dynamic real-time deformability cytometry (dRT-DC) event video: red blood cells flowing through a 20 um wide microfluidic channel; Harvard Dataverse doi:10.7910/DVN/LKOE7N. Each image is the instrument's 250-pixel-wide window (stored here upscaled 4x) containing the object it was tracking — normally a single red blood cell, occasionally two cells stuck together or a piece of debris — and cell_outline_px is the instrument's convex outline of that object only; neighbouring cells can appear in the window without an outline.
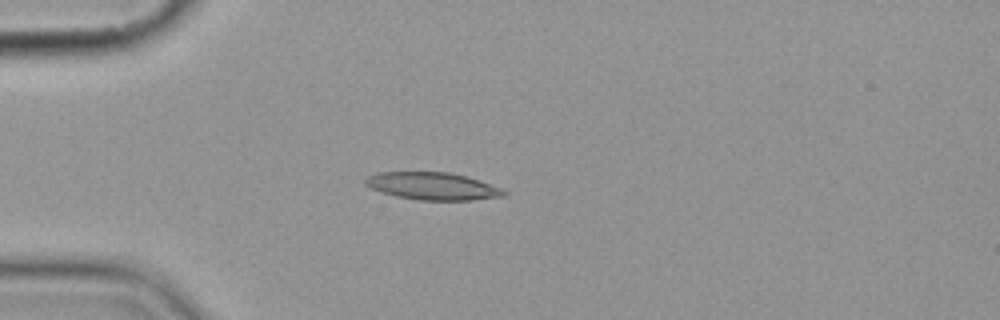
{"species": "common noctule bat (a hibernating species)", "species_latin": "Nyctalus noctula", "temperature_condition": "cold", "stored_images_in_passage": 5, "camera_frame_rate_fps": 3000, "um_per_image_px": 0.085, "animal": {"sex": "female", "body_mass_g": 19.9}, "frame": {"image": 1, "passage_image": 5, "time_ms": 4.667, "image_size_px": [1000, 320], "cell_outline_px": [[508, 192], [504, 196], [472, 200], [420, 200], [396, 196], [372, 188], [364, 184], [364, 180], [368, 176], [376, 172], [448, 172], [464, 176], [500, 188]], "centroid_in_image_um": [36.74, 15.82], "position_along_channel_um": 48.3, "area_um2": 21.79}}